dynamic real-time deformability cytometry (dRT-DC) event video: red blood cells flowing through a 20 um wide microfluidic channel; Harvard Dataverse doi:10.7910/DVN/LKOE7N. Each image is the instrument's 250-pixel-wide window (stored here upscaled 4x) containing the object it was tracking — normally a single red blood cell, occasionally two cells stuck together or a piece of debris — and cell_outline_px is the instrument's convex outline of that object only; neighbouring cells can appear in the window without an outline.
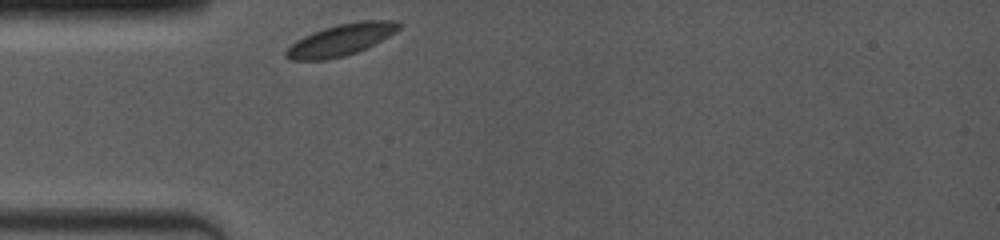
{"species": "common noctule bat (a hibernating species)", "species_latin": "Nyctalus noctula", "temperature_condition": "room temperature", "stored_images_in_passage": 5, "camera_frame_rate_fps": 4000, "um_per_image_px": 0.085, "animal": {"sex": "female", "body_mass_g": 19.0, "forearm_length_mm": 53.3}, "frame": {"image": 1, "passage_image": 1, "time_ms": 0.0, "image_size_px": [1000, 240], "cell_outline_px": [[400, 28], [388, 36], [356, 52], [344, 56], [328, 60], [288, 60], [284, 56], [284, 52], [296, 40], [312, 32], [324, 28], [340, 24], [360, 20], [396, 20], [400, 24]], "centroid_in_image_um": [28.93, 3.39], "position_along_channel_um": 56.1, "area_um2": 20.58}}
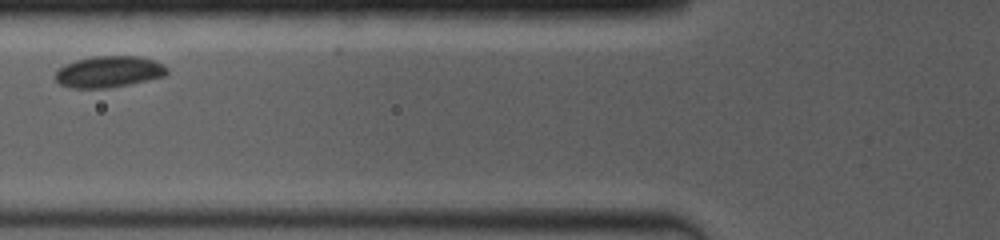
{"frame": {"image": 2, "passage_image": 5, "time_ms": 1.75, "image_size_px": [1000, 240], "cell_outline_px": [[168, 72], [164, 76], [148, 80], [108, 88], [72, 88], [60, 84], [56, 80], [56, 72], [64, 64], [76, 60], [92, 56], [140, 56], [164, 64], [168, 68]], "centroid_in_image_um": [9.26, 6.09], "position_along_channel_um": 116.5, "area_um2": 20.4}}